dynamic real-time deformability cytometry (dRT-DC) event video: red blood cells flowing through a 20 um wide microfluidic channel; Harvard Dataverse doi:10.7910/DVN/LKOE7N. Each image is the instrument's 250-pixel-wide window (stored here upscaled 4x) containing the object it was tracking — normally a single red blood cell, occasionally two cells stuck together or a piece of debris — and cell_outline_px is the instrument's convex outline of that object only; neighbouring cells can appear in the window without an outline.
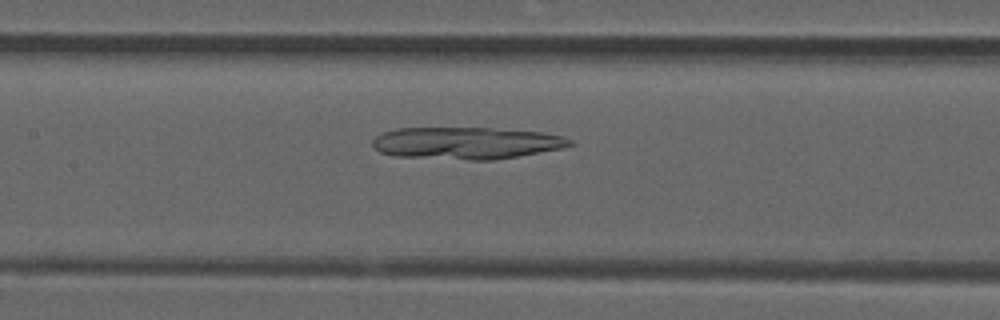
{"species": "common noctule bat (a hibernating species)", "species_latin": "Nyctalus noctula", "temperature_condition": "room temperature", "stored_images_in_passage": 51, "camera_frame_rate_fps": 3000, "um_per_image_px": 0.085, "animal": {"sex": "male", "forearm_length_mm": 52.5}, "frame": {"image": 1, "passage_image": 23, "time_ms": 7.333, "image_size_px": [1000, 320], "cell_outline_px": [[576, 144], [564, 148], [496, 160], [468, 160], [396, 156], [380, 152], [372, 144], [372, 140], [376, 136], [384, 132], [396, 128], [492, 128], [544, 132], [564, 136], [572, 140]], "centroid_in_image_um": [39.7, 12.16], "position_along_channel_um": 167.7, "area_um2": 37.17}}
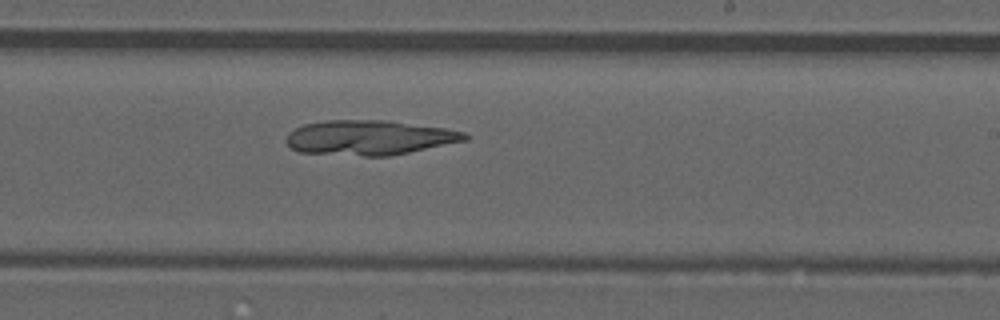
{"frame": {"image": 2, "passage_image": 30, "time_ms": 9.667, "image_size_px": [1000, 320], "cell_outline_px": [[468, 140], [388, 156], [364, 156], [300, 152], [292, 148], [288, 144], [288, 132], [304, 124], [324, 120], [388, 120], [444, 128], [464, 132], [468, 136]], "centroid_in_image_um": [31.39, 11.69], "position_along_channel_um": 257.6, "area_um2": 35.95}}
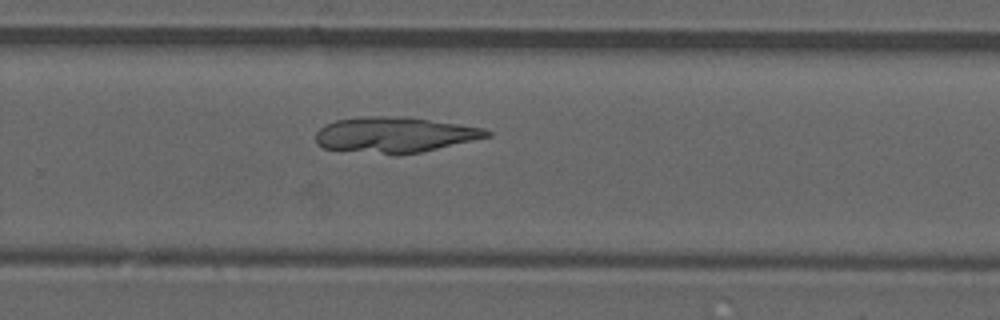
{"frame": {"image": 3, "passage_image": 33, "time_ms": 10.667, "image_size_px": [1000, 320], "cell_outline_px": [[492, 136], [420, 152], [396, 156], [324, 148], [316, 144], [316, 132], [324, 124], [336, 120], [364, 116], [408, 116], [484, 128], [492, 132]], "centroid_in_image_um": [33.54, 11.46], "position_along_channel_um": 296.3, "area_um2": 35.89}}